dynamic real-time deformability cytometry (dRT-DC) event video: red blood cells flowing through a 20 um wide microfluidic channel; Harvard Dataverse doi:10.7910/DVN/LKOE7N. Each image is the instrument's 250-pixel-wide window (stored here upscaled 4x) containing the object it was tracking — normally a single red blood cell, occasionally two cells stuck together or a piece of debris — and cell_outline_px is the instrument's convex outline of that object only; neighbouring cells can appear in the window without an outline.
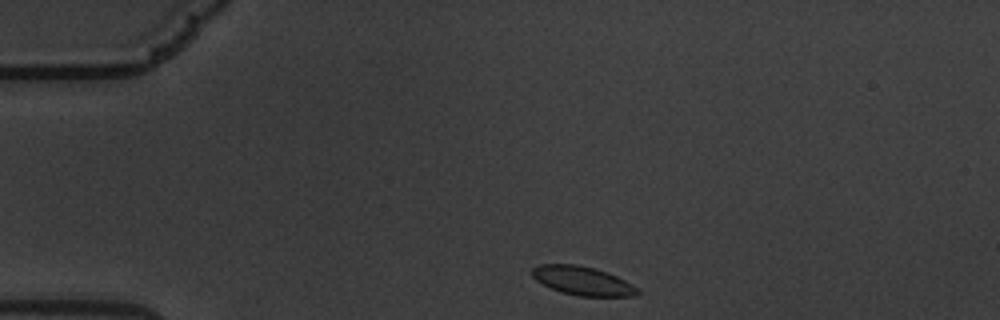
{"species": "common noctule bat (a hibernating species)", "species_latin": "Nyctalus noctula", "temperature_condition": "warm", "stored_images_in_passage": 49, "camera_frame_rate_fps": 3000, "um_per_image_px": 0.085, "animal": {"sex": "male", "body_mass_g": 19.5, "forearm_length_mm": 54.6}, "frame": {"image": 1, "passage_image": 1, "time_ms": 0.0, "image_size_px": [1000, 320], "cell_outline_px": [[640, 296], [576, 296], [560, 292], [536, 280], [532, 276], [532, 268], [540, 264], [576, 264], [608, 272], [640, 288]], "centroid_in_image_um": [49.56, 23.88], "position_along_channel_um": 35.4, "area_um2": 17.74}}
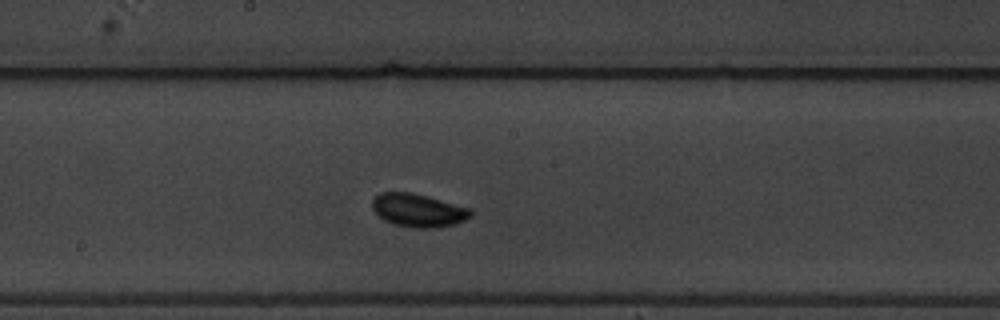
{"frame": {"image": 2, "passage_image": 21, "time_ms": 6.667, "image_size_px": [1000, 320], "cell_outline_px": [[472, 216], [464, 220], [452, 224], [436, 228], [420, 228], [392, 224], [384, 220], [372, 208], [372, 200], [380, 192], [412, 192], [428, 196], [468, 208], [472, 212]], "centroid_in_image_um": [35.52, 17.87], "position_along_channel_um": 212.7, "area_um2": 18.84}}
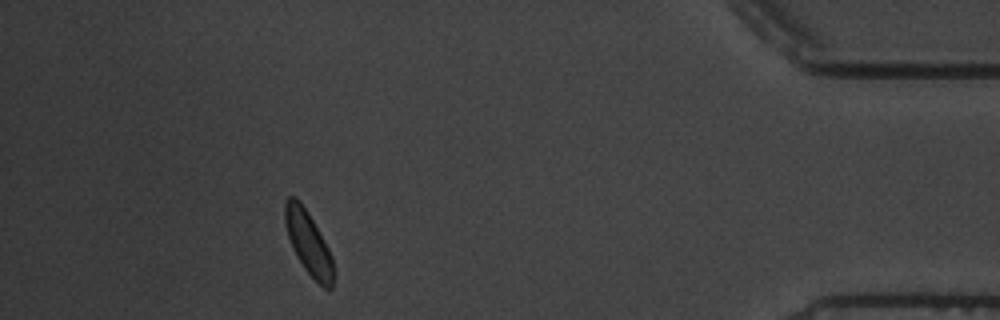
{"frame": {"image": 3, "passage_image": 43, "time_ms": 14.0, "image_size_px": [1000, 320], "cell_outline_px": [[332, 288], [324, 288], [304, 268], [292, 248], [284, 224], [284, 204], [288, 196], [296, 196], [300, 200], [308, 212], [328, 248], [332, 256]], "centroid_in_image_um": [26.16, 20.57], "position_along_channel_um": 409.0, "area_um2": 17.57}, "authors_computed_cell_mechanics": {"area_um2": 17.9758, "velocity_mm_per_s": 3.3538, "shape_relaxation_time_tau1_ms": 1.3397, "shape_relaxation_time_tau2_ms": 4.6494, "deformation_change_tau1": 0.0541, "deformation_change_tau2": 0.0514}}